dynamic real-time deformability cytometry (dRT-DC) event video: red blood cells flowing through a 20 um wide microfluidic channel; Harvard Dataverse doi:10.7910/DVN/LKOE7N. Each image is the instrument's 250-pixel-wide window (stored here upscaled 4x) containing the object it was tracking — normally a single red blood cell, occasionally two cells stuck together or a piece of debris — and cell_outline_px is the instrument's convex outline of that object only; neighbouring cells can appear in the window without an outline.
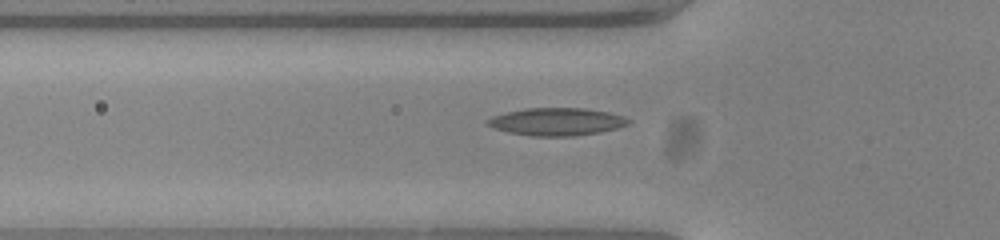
{"species": "common noctule bat (a hibernating species)", "species_latin": "Nyctalus noctula", "temperature_condition": "warm", "stored_images_in_passage": 39, "camera_frame_rate_fps": 3000, "um_per_image_px": 0.085, "animal": {"sex": "female", "body_mass_g": 23.0, "forearm_length_mm": 53.4}, "frame": {"image": 1, "passage_image": 5, "time_ms": 1.333, "image_size_px": [1000, 240], "cell_outline_px": [[632, 120], [628, 124], [616, 128], [600, 132], [572, 136], [532, 136], [508, 132], [492, 128], [484, 124], [484, 120], [492, 116], [508, 112], [528, 108], [584, 108], [608, 112], [624, 116]], "centroid_in_image_um": [47.28, 10.34], "position_along_channel_um": 78.5, "area_um2": 22.77}}
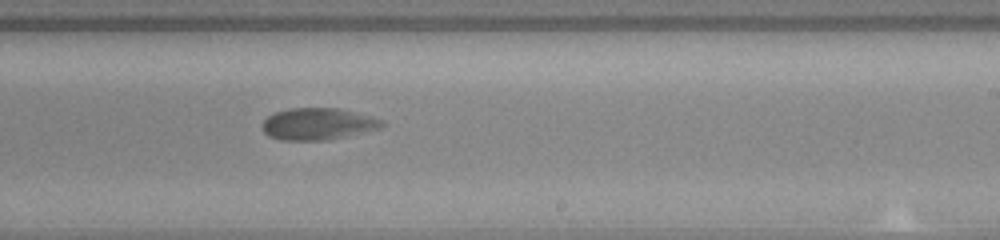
{"frame": {"image": 2, "passage_image": 20, "time_ms": 6.333, "image_size_px": [1000, 240], "cell_outline_px": [[384, 124], [380, 128], [328, 140], [280, 140], [268, 136], [260, 128], [260, 124], [268, 116], [276, 112], [288, 108], [340, 108], [372, 116], [384, 120]], "centroid_in_image_um": [26.99, 10.53], "position_along_channel_um": 262.0, "area_um2": 22.37}}
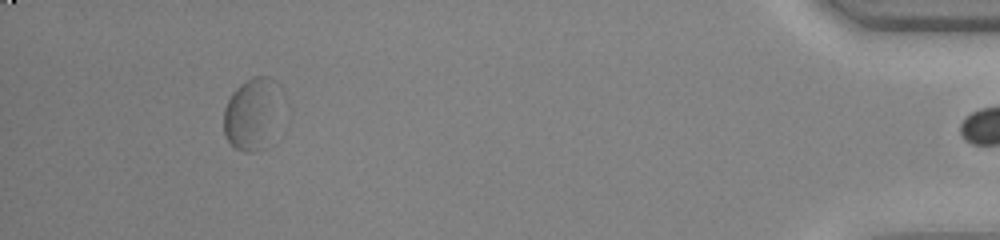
{"frame": {"image": 3, "passage_image": 38, "time_ms": 12.333, "image_size_px": [1000, 240], "cell_outline_px": [[276, 80], [256, 148], [252, 152], [248, 152], [236, 148], [228, 140], [224, 132], [224, 108], [232, 92], [240, 84], [252, 76], [268, 76]], "centroid_in_image_um": [21.06, 9.51], "position_along_channel_um": 414.1, "area_um2": 19.36}, "authors_computed_cell_mechanics": {"area_um2": 22.3108, "velocity_mm_per_s": 3.6638, "shape_relaxation_time_tau1_ms": null, "shape_relaxation_time_tau2_ms": 1.1603, "deformation_change_tau1": null, "deformation_change_tau2": 0.0484}}